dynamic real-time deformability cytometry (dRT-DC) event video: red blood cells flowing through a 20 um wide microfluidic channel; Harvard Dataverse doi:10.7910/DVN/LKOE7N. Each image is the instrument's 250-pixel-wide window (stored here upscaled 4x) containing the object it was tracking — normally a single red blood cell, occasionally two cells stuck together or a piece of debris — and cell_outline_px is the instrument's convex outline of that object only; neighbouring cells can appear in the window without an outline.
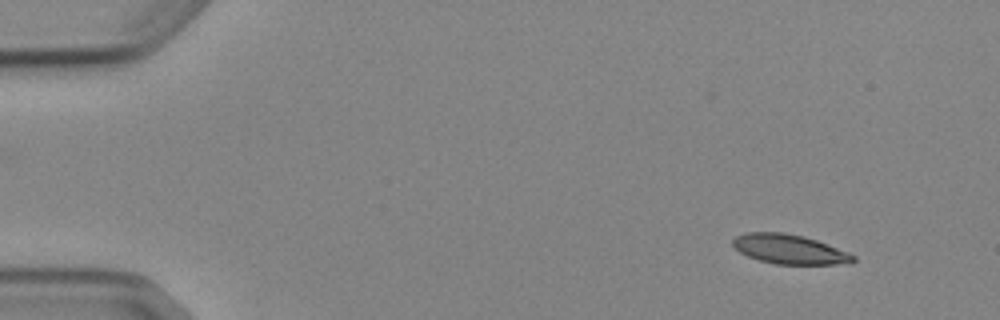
{"species": "Egyptian fruit bat (a non-hibernating species)", "species_latin": "Rousettus aegyptiacus", "temperature_condition": "cold", "stored_images_in_passage": 2, "camera_frame_rate_fps": 3000, "um_per_image_px": 0.085, "animal": {"sex": "female"}, "frame": {"image": 1, "passage_image": 2, "time_ms": 2.0, "image_size_px": [1000, 320], "cell_outline_px": [[856, 260], [852, 264], [776, 264], [760, 260], [748, 256], [740, 252], [732, 244], [732, 240], [736, 236], [744, 232], [784, 232], [804, 236], [828, 244], [848, 252], [856, 256]], "centroid_in_image_um": [67.13, 21.18], "position_along_channel_um": 17.9, "area_um2": 20.81}}